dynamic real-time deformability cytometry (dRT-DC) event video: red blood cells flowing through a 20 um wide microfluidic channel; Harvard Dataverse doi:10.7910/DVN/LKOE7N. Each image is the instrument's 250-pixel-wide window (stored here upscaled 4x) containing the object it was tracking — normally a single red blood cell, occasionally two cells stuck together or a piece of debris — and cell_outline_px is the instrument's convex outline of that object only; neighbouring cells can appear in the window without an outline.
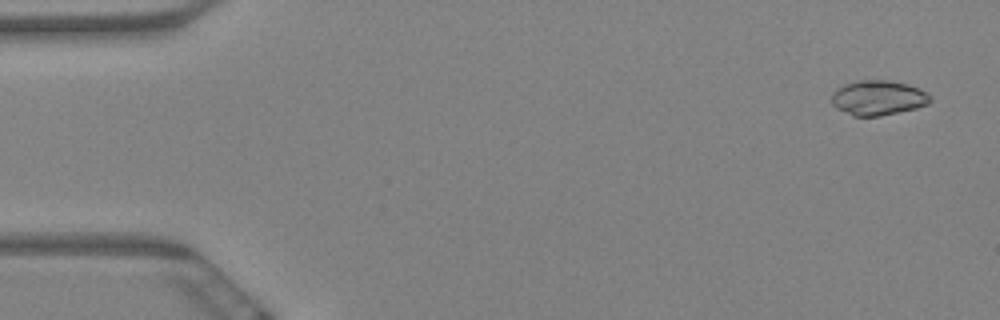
{"species": "Egyptian fruit bat (a non-hibernating species)", "species_latin": "Rousettus aegyptiacus", "temperature_condition": "warm", "stored_images_in_passage": 8, "camera_frame_rate_fps": 3000, "um_per_image_px": 0.085, "animal": {"sex": "female"}, "frame": {"image": 1, "passage_image": 1, "time_ms": 0.0, "image_size_px": [1000, 320], "cell_outline_px": [[932, 100], [928, 104], [916, 108], [880, 116], [852, 116], [836, 108], [832, 104], [832, 92], [836, 88], [844, 84], [856, 80], [888, 80], [908, 84], [920, 88]], "centroid_in_image_um": [74.6, 8.31], "position_along_channel_um": 10.4, "area_um2": 20.11}}
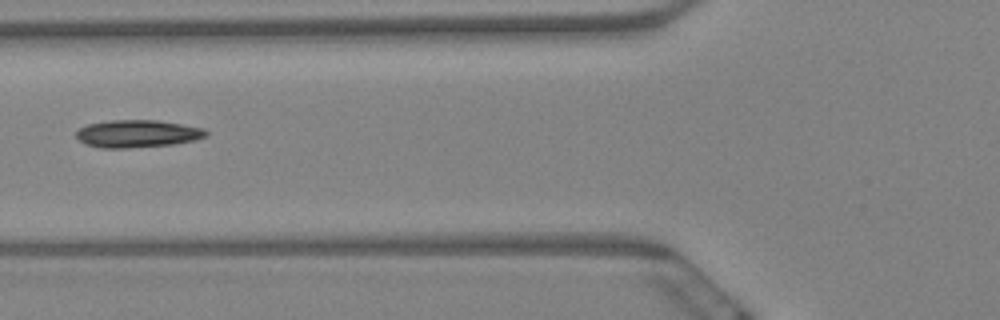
{"frame": {"image": 2, "passage_image": 7, "time_ms": 2.0, "image_size_px": [1000, 320], "cell_outline_px": [[208, 136], [196, 140], [172, 144], [124, 148], [100, 148], [84, 144], [76, 136], [76, 132], [80, 128], [88, 124], [112, 120], [156, 120], [204, 128], [208, 132]], "centroid_in_image_um": [11.69, 11.36], "position_along_channel_um": 114.1, "area_um2": 20.75}}
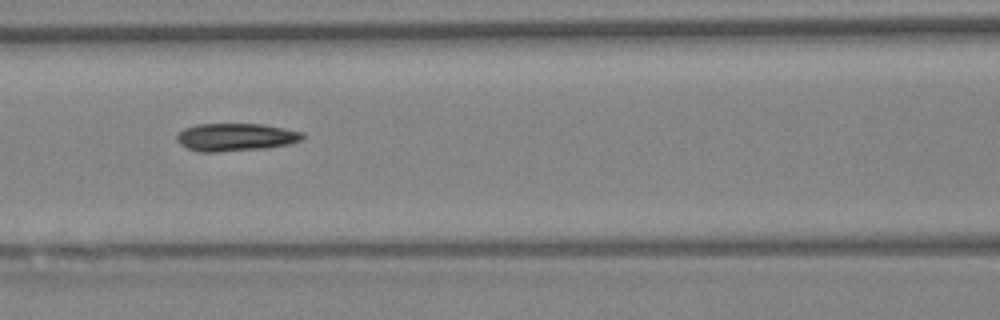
{"frame": {"image": 3, "passage_image": 8, "time_ms": 2.333, "image_size_px": [1000, 320], "cell_outline_px": [[304, 136], [300, 140], [288, 144], [268, 148], [216, 152], [200, 152], [188, 148], [180, 144], [176, 140], [176, 136], [184, 128], [196, 124], [260, 124], [284, 128], [304, 132]], "centroid_in_image_um": [20.02, 11.66], "position_along_channel_um": 146.6, "area_um2": 20.35}}